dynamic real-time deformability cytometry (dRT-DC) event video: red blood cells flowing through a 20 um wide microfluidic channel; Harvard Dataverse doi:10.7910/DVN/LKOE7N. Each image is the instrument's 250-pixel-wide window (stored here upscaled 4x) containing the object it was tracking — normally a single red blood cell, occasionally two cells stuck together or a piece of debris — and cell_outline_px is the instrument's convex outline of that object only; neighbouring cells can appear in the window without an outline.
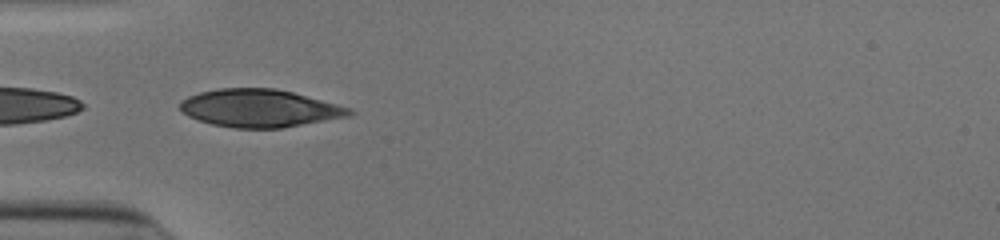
{"species": "human", "species_latin": "Homo sapiens", "temperature_condition": "cold", "stored_images_in_passage": 10, "camera_frame_rate_fps": 3000, "um_per_image_px": 0.085, "donor": {"sex": "male"}, "frame": {"image": 1, "passage_image": 1, "time_ms": 0.0, "image_size_px": [1000, 240], "cell_outline_px": [[356, 112], [348, 116], [284, 128], [236, 128], [212, 124], [188, 116], [180, 108], [180, 100], [188, 96], [200, 92], [216, 88], [276, 88], [292, 92], [352, 108]], "centroid_in_image_um": [22.07, 9.19], "position_along_channel_um": 62.9, "area_um2": 37.22}}
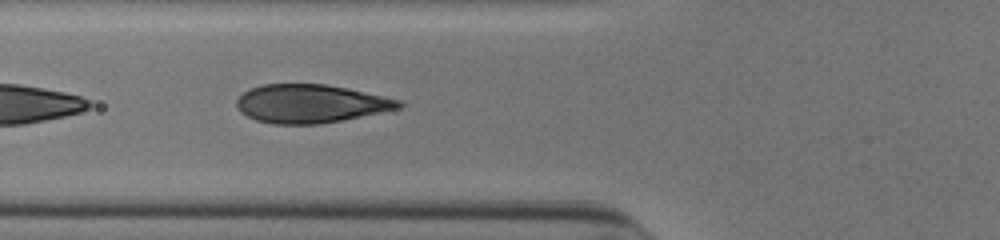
{"frame": {"image": 2, "passage_image": 4, "time_ms": 1.0, "image_size_px": [1000, 240], "cell_outline_px": [[404, 104], [400, 108], [320, 124], [272, 124], [256, 120], [240, 112], [236, 104], [236, 100], [248, 88], [264, 84], [324, 84], [348, 88], [404, 100]], "centroid_in_image_um": [26.4, 8.8], "position_along_channel_um": 99.4, "area_um2": 36.3}}
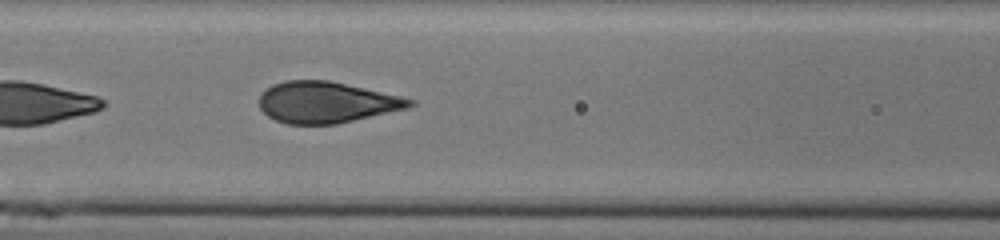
{"frame": {"image": 3, "passage_image": 7, "time_ms": 2.0, "image_size_px": [1000, 240], "cell_outline_px": [[416, 104], [408, 108], [336, 124], [288, 124], [276, 120], [268, 116], [260, 108], [260, 92], [264, 88], [272, 84], [284, 80], [328, 80], [400, 96], [416, 100]], "centroid_in_image_um": [27.72, 8.69], "position_along_channel_um": 138.9, "area_um2": 36.13}}